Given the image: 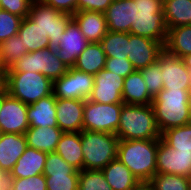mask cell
Segmentation results:
<instances>
[{"label":"cell","instance_id":"cell-1","mask_svg":"<svg viewBox=\"0 0 191 190\" xmlns=\"http://www.w3.org/2000/svg\"><path fill=\"white\" fill-rule=\"evenodd\" d=\"M159 140L120 139L117 158L139 181H150L156 174V155Z\"/></svg>","mask_w":191,"mask_h":190},{"label":"cell","instance_id":"cell-2","mask_svg":"<svg viewBox=\"0 0 191 190\" xmlns=\"http://www.w3.org/2000/svg\"><path fill=\"white\" fill-rule=\"evenodd\" d=\"M167 31L163 0H132L131 34L158 41L164 46Z\"/></svg>","mask_w":191,"mask_h":190},{"label":"cell","instance_id":"cell-3","mask_svg":"<svg viewBox=\"0 0 191 190\" xmlns=\"http://www.w3.org/2000/svg\"><path fill=\"white\" fill-rule=\"evenodd\" d=\"M116 135L122 140L161 139L152 105L123 104Z\"/></svg>","mask_w":191,"mask_h":190},{"label":"cell","instance_id":"cell-4","mask_svg":"<svg viewBox=\"0 0 191 190\" xmlns=\"http://www.w3.org/2000/svg\"><path fill=\"white\" fill-rule=\"evenodd\" d=\"M190 91L162 89L152 101L156 123L160 133L170 128L190 123L189 100Z\"/></svg>","mask_w":191,"mask_h":190},{"label":"cell","instance_id":"cell-5","mask_svg":"<svg viewBox=\"0 0 191 190\" xmlns=\"http://www.w3.org/2000/svg\"><path fill=\"white\" fill-rule=\"evenodd\" d=\"M83 169L102 170L117 158L119 138L116 134L82 130Z\"/></svg>","mask_w":191,"mask_h":190},{"label":"cell","instance_id":"cell-6","mask_svg":"<svg viewBox=\"0 0 191 190\" xmlns=\"http://www.w3.org/2000/svg\"><path fill=\"white\" fill-rule=\"evenodd\" d=\"M4 85L8 94L26 105L53 93V82L41 73H6Z\"/></svg>","mask_w":191,"mask_h":190},{"label":"cell","instance_id":"cell-7","mask_svg":"<svg viewBox=\"0 0 191 190\" xmlns=\"http://www.w3.org/2000/svg\"><path fill=\"white\" fill-rule=\"evenodd\" d=\"M67 71L68 66L59 59L55 49L48 47L23 55L6 73L37 72L53 82Z\"/></svg>","mask_w":191,"mask_h":190},{"label":"cell","instance_id":"cell-8","mask_svg":"<svg viewBox=\"0 0 191 190\" xmlns=\"http://www.w3.org/2000/svg\"><path fill=\"white\" fill-rule=\"evenodd\" d=\"M50 41V47L55 49L60 43L62 34L72 20V15L54 9L44 1H33L27 16Z\"/></svg>","mask_w":191,"mask_h":190},{"label":"cell","instance_id":"cell-9","mask_svg":"<svg viewBox=\"0 0 191 190\" xmlns=\"http://www.w3.org/2000/svg\"><path fill=\"white\" fill-rule=\"evenodd\" d=\"M123 104H102L85 100L83 130L116 134Z\"/></svg>","mask_w":191,"mask_h":190},{"label":"cell","instance_id":"cell-10","mask_svg":"<svg viewBox=\"0 0 191 190\" xmlns=\"http://www.w3.org/2000/svg\"><path fill=\"white\" fill-rule=\"evenodd\" d=\"M94 83V75L69 67L64 75L53 81V95L56 99L87 100Z\"/></svg>","mask_w":191,"mask_h":190},{"label":"cell","instance_id":"cell-11","mask_svg":"<svg viewBox=\"0 0 191 190\" xmlns=\"http://www.w3.org/2000/svg\"><path fill=\"white\" fill-rule=\"evenodd\" d=\"M156 173L191 178V151H178L160 139L156 155Z\"/></svg>","mask_w":191,"mask_h":190},{"label":"cell","instance_id":"cell-12","mask_svg":"<svg viewBox=\"0 0 191 190\" xmlns=\"http://www.w3.org/2000/svg\"><path fill=\"white\" fill-rule=\"evenodd\" d=\"M161 67L163 89L190 91V73L180 57L163 50L157 57Z\"/></svg>","mask_w":191,"mask_h":190},{"label":"cell","instance_id":"cell-13","mask_svg":"<svg viewBox=\"0 0 191 190\" xmlns=\"http://www.w3.org/2000/svg\"><path fill=\"white\" fill-rule=\"evenodd\" d=\"M124 79L106 69H101L94 75L95 83L88 100L102 104L123 103Z\"/></svg>","mask_w":191,"mask_h":190},{"label":"cell","instance_id":"cell-14","mask_svg":"<svg viewBox=\"0 0 191 190\" xmlns=\"http://www.w3.org/2000/svg\"><path fill=\"white\" fill-rule=\"evenodd\" d=\"M27 109L28 105L8 94L0 110V132L25 134L30 127Z\"/></svg>","mask_w":191,"mask_h":190},{"label":"cell","instance_id":"cell-15","mask_svg":"<svg viewBox=\"0 0 191 190\" xmlns=\"http://www.w3.org/2000/svg\"><path fill=\"white\" fill-rule=\"evenodd\" d=\"M163 50L160 42L129 33L127 59L135 70H141L154 63Z\"/></svg>","mask_w":191,"mask_h":190},{"label":"cell","instance_id":"cell-16","mask_svg":"<svg viewBox=\"0 0 191 190\" xmlns=\"http://www.w3.org/2000/svg\"><path fill=\"white\" fill-rule=\"evenodd\" d=\"M88 44L89 42L80 31L79 26L72 19L62 34L55 51L59 59L69 68L75 65L76 59Z\"/></svg>","mask_w":191,"mask_h":190},{"label":"cell","instance_id":"cell-17","mask_svg":"<svg viewBox=\"0 0 191 190\" xmlns=\"http://www.w3.org/2000/svg\"><path fill=\"white\" fill-rule=\"evenodd\" d=\"M85 100L56 99V119L63 132H81L83 130V112Z\"/></svg>","mask_w":191,"mask_h":190},{"label":"cell","instance_id":"cell-18","mask_svg":"<svg viewBox=\"0 0 191 190\" xmlns=\"http://www.w3.org/2000/svg\"><path fill=\"white\" fill-rule=\"evenodd\" d=\"M27 142L24 134H0V173L7 176L24 153Z\"/></svg>","mask_w":191,"mask_h":190},{"label":"cell","instance_id":"cell-19","mask_svg":"<svg viewBox=\"0 0 191 190\" xmlns=\"http://www.w3.org/2000/svg\"><path fill=\"white\" fill-rule=\"evenodd\" d=\"M72 19L89 43H98L107 34L105 14L97 11H77Z\"/></svg>","mask_w":191,"mask_h":190},{"label":"cell","instance_id":"cell-20","mask_svg":"<svg viewBox=\"0 0 191 190\" xmlns=\"http://www.w3.org/2000/svg\"><path fill=\"white\" fill-rule=\"evenodd\" d=\"M46 158L47 153L27 146L13 169L4 178H25L42 174Z\"/></svg>","mask_w":191,"mask_h":190},{"label":"cell","instance_id":"cell-21","mask_svg":"<svg viewBox=\"0 0 191 190\" xmlns=\"http://www.w3.org/2000/svg\"><path fill=\"white\" fill-rule=\"evenodd\" d=\"M27 119L30 127H58L56 97L53 93L28 105Z\"/></svg>","mask_w":191,"mask_h":190},{"label":"cell","instance_id":"cell-22","mask_svg":"<svg viewBox=\"0 0 191 190\" xmlns=\"http://www.w3.org/2000/svg\"><path fill=\"white\" fill-rule=\"evenodd\" d=\"M104 14L108 31L130 33L132 0H114Z\"/></svg>","mask_w":191,"mask_h":190},{"label":"cell","instance_id":"cell-23","mask_svg":"<svg viewBox=\"0 0 191 190\" xmlns=\"http://www.w3.org/2000/svg\"><path fill=\"white\" fill-rule=\"evenodd\" d=\"M63 131L59 127H29L25 138L27 146L45 153H53L56 150Z\"/></svg>","mask_w":191,"mask_h":190},{"label":"cell","instance_id":"cell-24","mask_svg":"<svg viewBox=\"0 0 191 190\" xmlns=\"http://www.w3.org/2000/svg\"><path fill=\"white\" fill-rule=\"evenodd\" d=\"M122 99L124 104L151 105L153 97L149 94L139 70H135L124 79Z\"/></svg>","mask_w":191,"mask_h":190},{"label":"cell","instance_id":"cell-25","mask_svg":"<svg viewBox=\"0 0 191 190\" xmlns=\"http://www.w3.org/2000/svg\"><path fill=\"white\" fill-rule=\"evenodd\" d=\"M55 153L78 171L83 170V152L80 132H63Z\"/></svg>","mask_w":191,"mask_h":190},{"label":"cell","instance_id":"cell-26","mask_svg":"<svg viewBox=\"0 0 191 190\" xmlns=\"http://www.w3.org/2000/svg\"><path fill=\"white\" fill-rule=\"evenodd\" d=\"M102 172L112 190H131L139 182L118 158L104 167Z\"/></svg>","mask_w":191,"mask_h":190},{"label":"cell","instance_id":"cell-27","mask_svg":"<svg viewBox=\"0 0 191 190\" xmlns=\"http://www.w3.org/2000/svg\"><path fill=\"white\" fill-rule=\"evenodd\" d=\"M164 50L175 57L191 54V25L169 28Z\"/></svg>","mask_w":191,"mask_h":190},{"label":"cell","instance_id":"cell-28","mask_svg":"<svg viewBox=\"0 0 191 190\" xmlns=\"http://www.w3.org/2000/svg\"><path fill=\"white\" fill-rule=\"evenodd\" d=\"M106 54L101 44L89 43L80 56L76 59L75 69L92 75L105 68Z\"/></svg>","mask_w":191,"mask_h":190},{"label":"cell","instance_id":"cell-29","mask_svg":"<svg viewBox=\"0 0 191 190\" xmlns=\"http://www.w3.org/2000/svg\"><path fill=\"white\" fill-rule=\"evenodd\" d=\"M167 27L191 25V0H163Z\"/></svg>","mask_w":191,"mask_h":190},{"label":"cell","instance_id":"cell-30","mask_svg":"<svg viewBox=\"0 0 191 190\" xmlns=\"http://www.w3.org/2000/svg\"><path fill=\"white\" fill-rule=\"evenodd\" d=\"M17 35L28 52L50 47L49 38L28 17L23 18Z\"/></svg>","mask_w":191,"mask_h":190},{"label":"cell","instance_id":"cell-31","mask_svg":"<svg viewBox=\"0 0 191 190\" xmlns=\"http://www.w3.org/2000/svg\"><path fill=\"white\" fill-rule=\"evenodd\" d=\"M99 43L107 58L127 59L129 33L108 31Z\"/></svg>","mask_w":191,"mask_h":190},{"label":"cell","instance_id":"cell-32","mask_svg":"<svg viewBox=\"0 0 191 190\" xmlns=\"http://www.w3.org/2000/svg\"><path fill=\"white\" fill-rule=\"evenodd\" d=\"M161 139L173 149L191 151V123L167 129Z\"/></svg>","mask_w":191,"mask_h":190},{"label":"cell","instance_id":"cell-33","mask_svg":"<svg viewBox=\"0 0 191 190\" xmlns=\"http://www.w3.org/2000/svg\"><path fill=\"white\" fill-rule=\"evenodd\" d=\"M27 53V48L23 46L18 35L0 43V59L6 70Z\"/></svg>","mask_w":191,"mask_h":190},{"label":"cell","instance_id":"cell-34","mask_svg":"<svg viewBox=\"0 0 191 190\" xmlns=\"http://www.w3.org/2000/svg\"><path fill=\"white\" fill-rule=\"evenodd\" d=\"M150 182L155 190H189L191 178L182 175L156 173Z\"/></svg>","mask_w":191,"mask_h":190},{"label":"cell","instance_id":"cell-35","mask_svg":"<svg viewBox=\"0 0 191 190\" xmlns=\"http://www.w3.org/2000/svg\"><path fill=\"white\" fill-rule=\"evenodd\" d=\"M78 190H112L102 170L83 169L79 172Z\"/></svg>","mask_w":191,"mask_h":190},{"label":"cell","instance_id":"cell-36","mask_svg":"<svg viewBox=\"0 0 191 190\" xmlns=\"http://www.w3.org/2000/svg\"><path fill=\"white\" fill-rule=\"evenodd\" d=\"M5 190H47L46 179L42 174L25 178H4Z\"/></svg>","mask_w":191,"mask_h":190},{"label":"cell","instance_id":"cell-37","mask_svg":"<svg viewBox=\"0 0 191 190\" xmlns=\"http://www.w3.org/2000/svg\"><path fill=\"white\" fill-rule=\"evenodd\" d=\"M47 190H78L79 173L43 174Z\"/></svg>","mask_w":191,"mask_h":190},{"label":"cell","instance_id":"cell-38","mask_svg":"<svg viewBox=\"0 0 191 190\" xmlns=\"http://www.w3.org/2000/svg\"><path fill=\"white\" fill-rule=\"evenodd\" d=\"M139 71L142 74L149 94L154 98L163 89L164 85L159 62L156 60Z\"/></svg>","mask_w":191,"mask_h":190},{"label":"cell","instance_id":"cell-39","mask_svg":"<svg viewBox=\"0 0 191 190\" xmlns=\"http://www.w3.org/2000/svg\"><path fill=\"white\" fill-rule=\"evenodd\" d=\"M23 18L0 9V43L18 34Z\"/></svg>","mask_w":191,"mask_h":190},{"label":"cell","instance_id":"cell-40","mask_svg":"<svg viewBox=\"0 0 191 190\" xmlns=\"http://www.w3.org/2000/svg\"><path fill=\"white\" fill-rule=\"evenodd\" d=\"M75 167L69 165L57 153H47L43 174L79 173Z\"/></svg>","mask_w":191,"mask_h":190},{"label":"cell","instance_id":"cell-41","mask_svg":"<svg viewBox=\"0 0 191 190\" xmlns=\"http://www.w3.org/2000/svg\"><path fill=\"white\" fill-rule=\"evenodd\" d=\"M33 0H0V9L25 18L28 16Z\"/></svg>","mask_w":191,"mask_h":190},{"label":"cell","instance_id":"cell-42","mask_svg":"<svg viewBox=\"0 0 191 190\" xmlns=\"http://www.w3.org/2000/svg\"><path fill=\"white\" fill-rule=\"evenodd\" d=\"M104 69L123 78L135 71L132 63L128 59L122 58H106Z\"/></svg>","mask_w":191,"mask_h":190},{"label":"cell","instance_id":"cell-43","mask_svg":"<svg viewBox=\"0 0 191 190\" xmlns=\"http://www.w3.org/2000/svg\"><path fill=\"white\" fill-rule=\"evenodd\" d=\"M114 0H78L77 11L105 12Z\"/></svg>","mask_w":191,"mask_h":190},{"label":"cell","instance_id":"cell-44","mask_svg":"<svg viewBox=\"0 0 191 190\" xmlns=\"http://www.w3.org/2000/svg\"><path fill=\"white\" fill-rule=\"evenodd\" d=\"M47 5L71 15L77 12L78 0H43Z\"/></svg>","mask_w":191,"mask_h":190},{"label":"cell","instance_id":"cell-45","mask_svg":"<svg viewBox=\"0 0 191 190\" xmlns=\"http://www.w3.org/2000/svg\"><path fill=\"white\" fill-rule=\"evenodd\" d=\"M131 190H155L150 181H139Z\"/></svg>","mask_w":191,"mask_h":190},{"label":"cell","instance_id":"cell-46","mask_svg":"<svg viewBox=\"0 0 191 190\" xmlns=\"http://www.w3.org/2000/svg\"><path fill=\"white\" fill-rule=\"evenodd\" d=\"M8 95V91L6 89V86L4 85L1 89H0V110L2 108L3 105V101L4 98Z\"/></svg>","mask_w":191,"mask_h":190},{"label":"cell","instance_id":"cell-47","mask_svg":"<svg viewBox=\"0 0 191 190\" xmlns=\"http://www.w3.org/2000/svg\"><path fill=\"white\" fill-rule=\"evenodd\" d=\"M181 59L183 60L186 67L190 70L191 69V54L186 55L182 57Z\"/></svg>","mask_w":191,"mask_h":190},{"label":"cell","instance_id":"cell-48","mask_svg":"<svg viewBox=\"0 0 191 190\" xmlns=\"http://www.w3.org/2000/svg\"><path fill=\"white\" fill-rule=\"evenodd\" d=\"M6 68L3 66L2 61L0 59V77H5L6 76Z\"/></svg>","mask_w":191,"mask_h":190},{"label":"cell","instance_id":"cell-49","mask_svg":"<svg viewBox=\"0 0 191 190\" xmlns=\"http://www.w3.org/2000/svg\"><path fill=\"white\" fill-rule=\"evenodd\" d=\"M188 106H189V120L191 123V93L189 94Z\"/></svg>","mask_w":191,"mask_h":190},{"label":"cell","instance_id":"cell-50","mask_svg":"<svg viewBox=\"0 0 191 190\" xmlns=\"http://www.w3.org/2000/svg\"><path fill=\"white\" fill-rule=\"evenodd\" d=\"M5 77H0V89L4 86Z\"/></svg>","mask_w":191,"mask_h":190},{"label":"cell","instance_id":"cell-51","mask_svg":"<svg viewBox=\"0 0 191 190\" xmlns=\"http://www.w3.org/2000/svg\"><path fill=\"white\" fill-rule=\"evenodd\" d=\"M0 185H4V177L0 173Z\"/></svg>","mask_w":191,"mask_h":190},{"label":"cell","instance_id":"cell-52","mask_svg":"<svg viewBox=\"0 0 191 190\" xmlns=\"http://www.w3.org/2000/svg\"><path fill=\"white\" fill-rule=\"evenodd\" d=\"M0 190H5V185H0Z\"/></svg>","mask_w":191,"mask_h":190},{"label":"cell","instance_id":"cell-53","mask_svg":"<svg viewBox=\"0 0 191 190\" xmlns=\"http://www.w3.org/2000/svg\"><path fill=\"white\" fill-rule=\"evenodd\" d=\"M190 73V79H191V69L189 70ZM190 93H191V83H190Z\"/></svg>","mask_w":191,"mask_h":190}]
</instances>
